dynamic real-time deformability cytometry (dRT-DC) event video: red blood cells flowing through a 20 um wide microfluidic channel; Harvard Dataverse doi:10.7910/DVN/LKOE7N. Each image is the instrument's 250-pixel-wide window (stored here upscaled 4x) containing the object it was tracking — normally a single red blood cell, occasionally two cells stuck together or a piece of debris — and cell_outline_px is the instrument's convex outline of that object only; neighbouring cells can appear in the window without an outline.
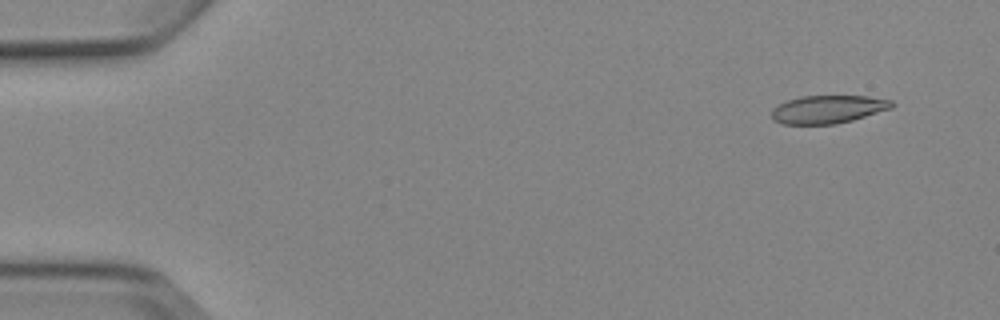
{"species": "Egyptian fruit bat (a non-hibernating species)", "species_latin": "Rousettus aegyptiacus", "temperature_condition": "cold", "stored_images_in_passage": 5, "camera_frame_rate_fps": 3000, "um_per_image_px": 0.085, "animal": {"sex": "female"}, "frame": {"image": 1, "passage_image": 1, "time_ms": 0.0, "image_size_px": [1000, 320], "cell_outline_px": [[896, 104], [892, 108], [852, 120], [836, 124], [780, 124], [772, 120], [772, 108], [788, 100], [800, 96], [868, 96], [892, 100]], "centroid_in_image_um": [70.38, 9.29], "position_along_channel_um": 14.6, "area_um2": 19.71}}
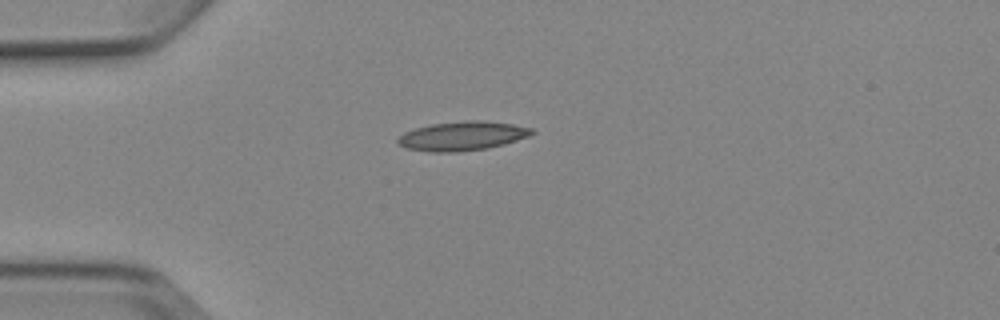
{"frame": {"image": 2, "passage_image": 4, "time_ms": 3.333, "image_size_px": [1000, 320], "cell_outline_px": [[536, 132], [528, 136], [504, 144], [488, 148], [456, 152], [428, 152], [408, 148], [400, 144], [396, 140], [404, 132], [416, 128], [432, 124], [468, 120], [480, 120], [512, 124], [532, 128]], "centroid_in_image_um": [39.31, 11.56], "position_along_channel_um": 45.7, "area_um2": 22.54}}
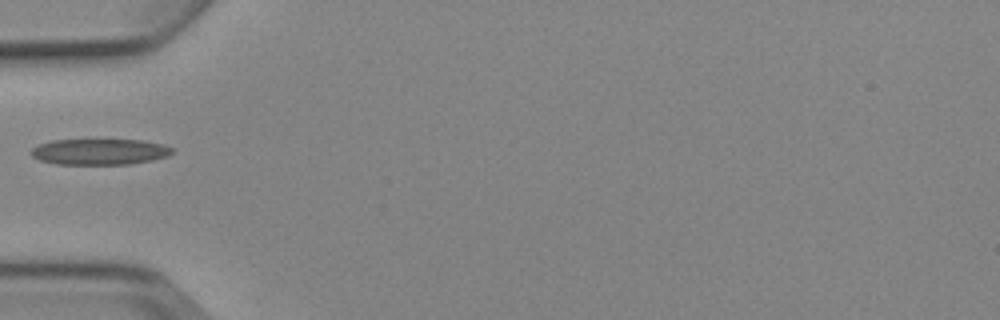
{"frame": {"image": 3, "passage_image": 5, "time_ms": 4.667, "image_size_px": [1000, 320], "cell_outline_px": [[176, 152], [168, 156], [152, 160], [128, 164], [56, 164], [40, 160], [32, 156], [32, 148], [40, 144], [52, 140], [144, 140], [164, 144], [176, 148]], "centroid_in_image_um": [8.56, 12.89], "position_along_channel_um": 76.4, "area_um2": 21.44}}